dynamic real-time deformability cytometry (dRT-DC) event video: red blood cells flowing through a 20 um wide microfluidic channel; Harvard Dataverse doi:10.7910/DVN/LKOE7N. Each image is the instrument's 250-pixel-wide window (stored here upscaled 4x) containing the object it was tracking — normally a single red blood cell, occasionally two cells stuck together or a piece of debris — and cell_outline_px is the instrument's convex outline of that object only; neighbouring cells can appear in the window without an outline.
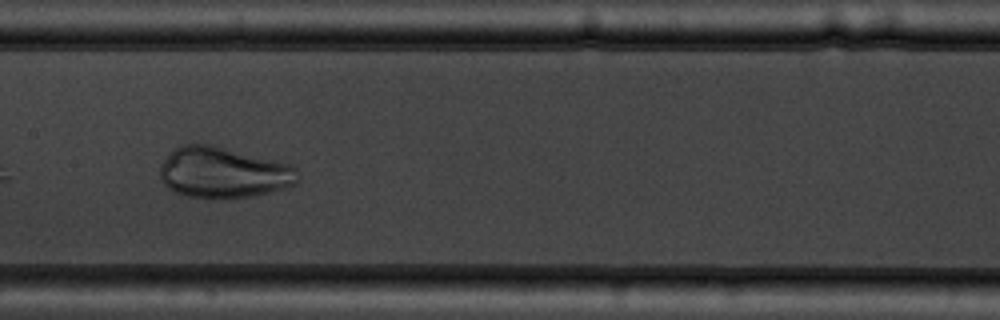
{"species": "common noctule bat (a hibernating species)", "species_latin": "Nyctalus noctula", "temperature_condition": "warm", "stored_images_in_passage": 9, "camera_frame_rate_fps": 3000, "um_per_image_px": 0.085, "animal": {"sex": "male", "body_mass_g": 19.5, "forearm_length_mm": 54.6}, "frame": {"image": 1, "passage_image": 7, "time_ms": 7.667, "image_size_px": [1000, 320], "cell_outline_px": [[296, 184], [284, 188], [252, 196], [224, 200], [208, 200], [184, 196], [168, 188], [160, 180], [160, 164], [176, 148], [184, 144], [216, 144], [288, 164], [296, 168]], "centroid_in_image_um": [18.94, 14.69], "position_along_channel_um": 188.5, "area_um2": 41.38}}
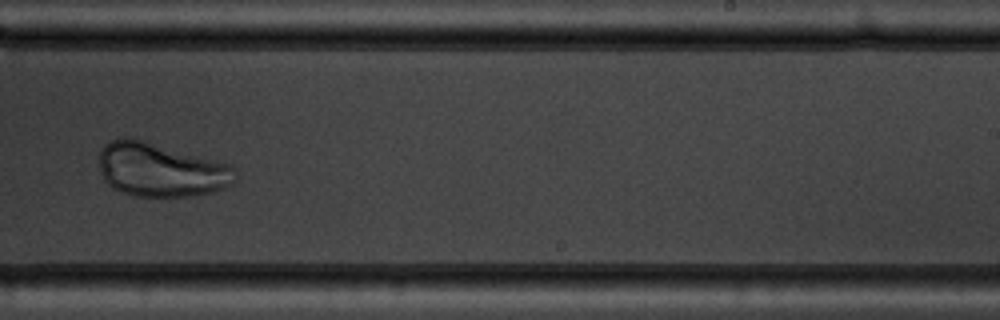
{"frame": {"image": 2, "passage_image": 9, "time_ms": 10.0, "image_size_px": [1000, 320], "cell_outline_px": [[236, 180], [232, 184], [224, 188], [212, 192], [192, 196], [136, 196], [112, 188], [104, 180], [100, 172], [100, 148], [104, 144], [120, 136], [124, 136], [144, 140], [228, 164], [236, 168]], "centroid_in_image_um": [13.65, 14.43], "position_along_channel_um": 275.4, "area_um2": 42.71}}